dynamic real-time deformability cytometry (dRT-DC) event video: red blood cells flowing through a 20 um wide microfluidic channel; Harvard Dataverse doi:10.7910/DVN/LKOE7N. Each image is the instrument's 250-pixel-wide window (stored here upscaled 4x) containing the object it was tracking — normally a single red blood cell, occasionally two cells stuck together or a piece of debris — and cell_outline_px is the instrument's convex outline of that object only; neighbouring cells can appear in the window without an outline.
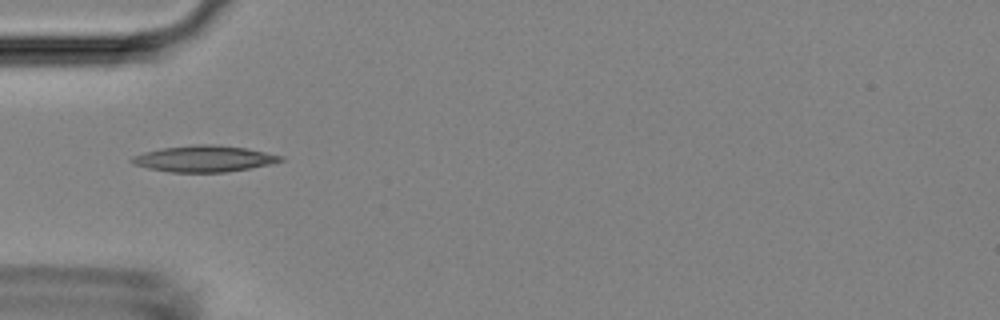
{"species": "Egyptian fruit bat (a non-hibernating species)", "species_latin": "Rousettus aegyptiacus", "temperature_condition": "room temperature", "stored_images_in_passage": 5, "camera_frame_rate_fps": 3000, "um_per_image_px": 0.085, "animal": {"sex": "female"}, "frame": {"image": 1, "passage_image": 5, "time_ms": 4.667, "image_size_px": [1000, 320], "cell_outline_px": [[284, 160], [272, 164], [224, 172], [168, 172], [148, 168], [132, 164], [128, 160], [132, 156], [144, 152], [164, 148], [192, 144], [220, 144], [248, 148], [284, 156]], "centroid_in_image_um": [17.35, 13.48], "position_along_channel_um": 67.7, "area_um2": 23.0}}